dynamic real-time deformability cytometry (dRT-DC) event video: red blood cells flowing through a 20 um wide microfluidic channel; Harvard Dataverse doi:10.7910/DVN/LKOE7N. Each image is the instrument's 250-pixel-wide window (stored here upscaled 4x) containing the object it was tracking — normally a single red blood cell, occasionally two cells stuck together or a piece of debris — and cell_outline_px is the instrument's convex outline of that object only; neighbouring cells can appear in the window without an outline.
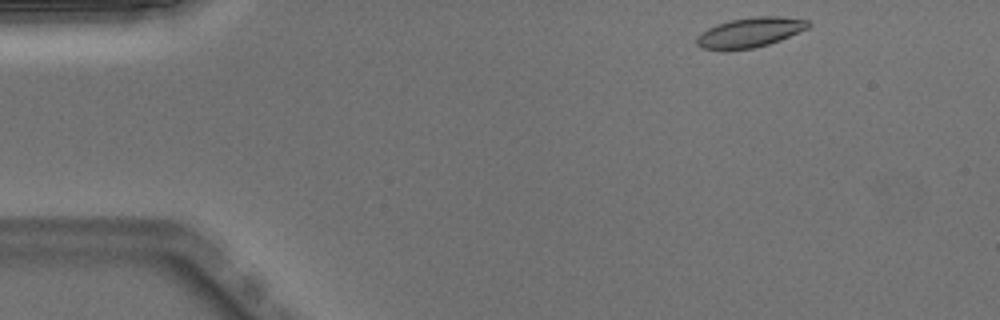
{"species": "Egyptian fruit bat (a non-hibernating species)", "species_latin": "Rousettus aegyptiacus", "temperature_condition": "warm", "stored_images_in_passage": 45, "camera_frame_rate_fps": 3000, "um_per_image_px": 0.085, "animal": {"sex": "male"}, "frame": {"image": 1, "passage_image": 1, "time_ms": 0.0, "image_size_px": [1000, 320], "cell_outline_px": [[812, 24], [808, 28], [780, 40], [768, 44], [752, 48], [700, 48], [696, 44], [696, 36], [708, 28], [716, 24], [732, 20], [756, 16], [780, 16], [808, 20]], "centroid_in_image_um": [63.78, 2.72], "position_along_channel_um": 21.2, "area_um2": 18.96}}
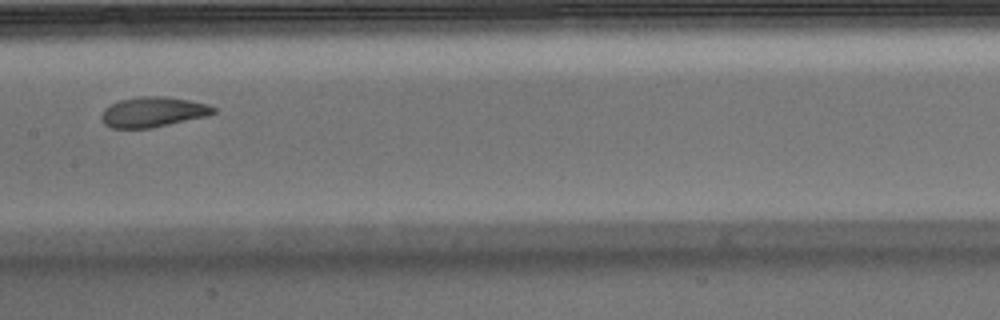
{"frame": {"image": 2, "passage_image": 20, "time_ms": 6.333, "image_size_px": [1000, 320], "cell_outline_px": [[216, 112], [208, 116], [148, 128], [112, 128], [104, 124], [100, 120], [100, 116], [104, 108], [120, 100], [140, 96], [164, 96], [188, 100], [208, 104], [216, 108]], "centroid_in_image_um": [12.99, 9.52], "position_along_channel_um": 194.4, "area_um2": 19.65}}
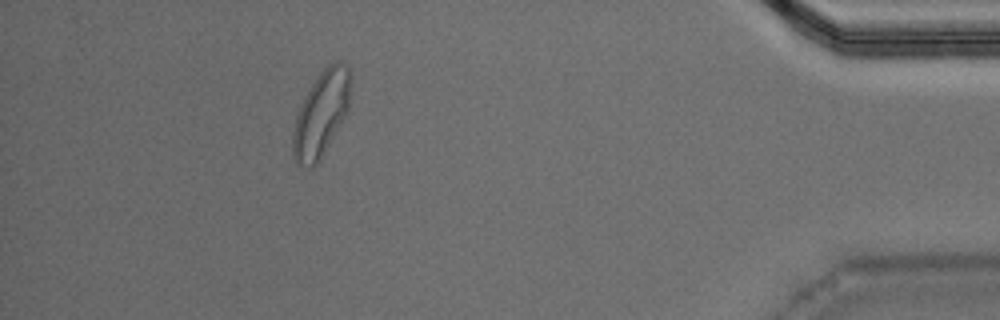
{"frame": {"image": 3, "passage_image": 40, "time_ms": 13.0, "image_size_px": [1000, 320], "cell_outline_px": [[352, 80], [348, 108], [320, 160], [312, 168], [308, 168], [296, 164], [292, 156], [292, 132], [296, 116], [300, 104], [304, 96], [320, 72], [332, 60], [336, 60], [348, 64], [352, 76]], "centroid_in_image_um": [27.29, 9.64], "position_along_channel_um": 407.9, "area_um2": 28.96}, "authors_computed_cell_mechanics": {"area_um2": 20.1144, "velocity_mm_per_s": 3.9956, "shape_relaxation_time_tau1_ms": 3.4339, "shape_relaxation_time_tau2_ms": 1.3692, "deformation_change_tau1": 0.1522, "deformation_change_tau2": 0.0787}}